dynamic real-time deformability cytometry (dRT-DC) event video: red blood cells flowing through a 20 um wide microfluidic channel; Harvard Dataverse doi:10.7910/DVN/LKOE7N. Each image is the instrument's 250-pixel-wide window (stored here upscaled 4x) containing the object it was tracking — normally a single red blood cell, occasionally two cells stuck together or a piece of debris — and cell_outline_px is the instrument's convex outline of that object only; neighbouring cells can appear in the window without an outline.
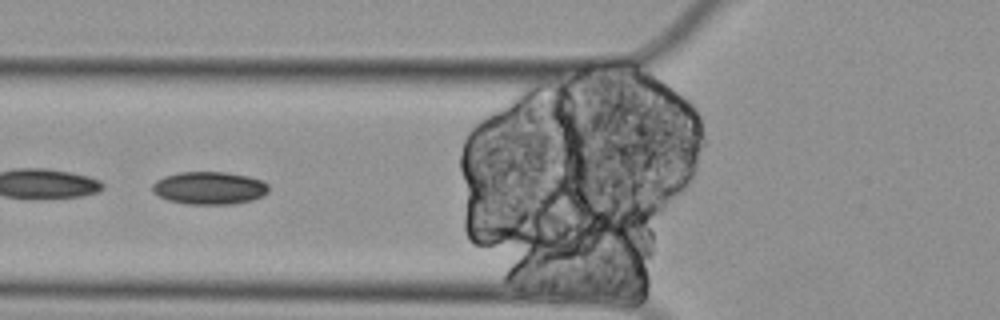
{"species": "Egyptian fruit bat (a non-hibernating species)", "species_latin": "Rousettus aegyptiacus", "temperature_condition": "cold", "stored_images_in_passage": 8, "camera_frame_rate_fps": 3000, "um_per_image_px": 0.085, "animal": {"sex": "female"}, "frame": {"image": 1, "passage_image": 5, "time_ms": 1.333, "image_size_px": [1000, 320], "cell_outline_px": [[268, 192], [252, 200], [232, 204], [188, 204], [168, 200], [152, 192], [152, 184], [156, 180], [164, 176], [180, 172], [224, 172], [248, 176], [264, 180], [268, 184]], "centroid_in_image_um": [17.79, 15.97], "position_along_channel_um": 108.0, "area_um2": 22.2}}